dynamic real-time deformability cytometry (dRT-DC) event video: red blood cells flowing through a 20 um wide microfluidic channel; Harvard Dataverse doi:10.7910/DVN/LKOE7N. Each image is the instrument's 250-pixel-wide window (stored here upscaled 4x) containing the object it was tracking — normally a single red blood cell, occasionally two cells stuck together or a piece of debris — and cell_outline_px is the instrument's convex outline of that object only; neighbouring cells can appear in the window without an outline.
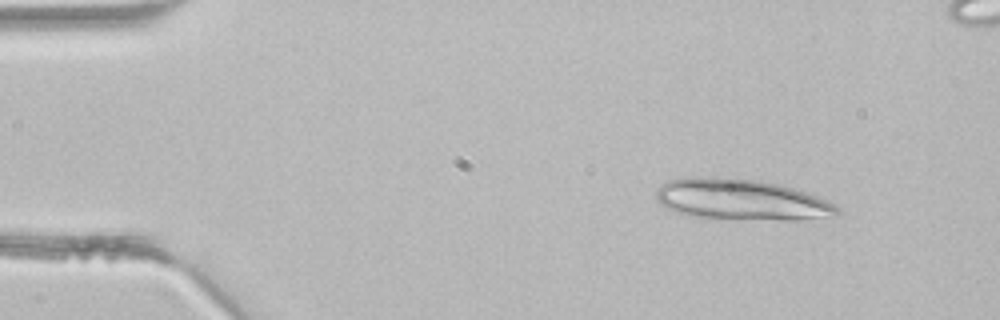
{"species": "common noctule bat (a hibernating species)", "species_latin": "Nyctalus noctula", "temperature_condition": "room temperature", "stored_images_in_passage": 3, "camera_frame_rate_fps": 3000, "um_per_image_px": 0.085, "animal": {"sex": "male", "body_mass_g": 21.5, "forearm_length_mm": 52.0}, "frame": {"image": 1, "passage_image": 1, "time_ms": 0.0, "image_size_px": [1000, 320], "cell_outline_px": [[840, 212], [824, 216], [800, 220], [712, 220], [692, 216], [676, 212], [660, 204], [656, 200], [656, 188], [668, 180], [688, 176], [692, 176], [760, 180], [792, 188], [816, 196], [836, 204], [840, 208]], "centroid_in_image_um": [62.92, 16.99], "position_along_channel_um": 22.1, "area_um2": 43.64}}